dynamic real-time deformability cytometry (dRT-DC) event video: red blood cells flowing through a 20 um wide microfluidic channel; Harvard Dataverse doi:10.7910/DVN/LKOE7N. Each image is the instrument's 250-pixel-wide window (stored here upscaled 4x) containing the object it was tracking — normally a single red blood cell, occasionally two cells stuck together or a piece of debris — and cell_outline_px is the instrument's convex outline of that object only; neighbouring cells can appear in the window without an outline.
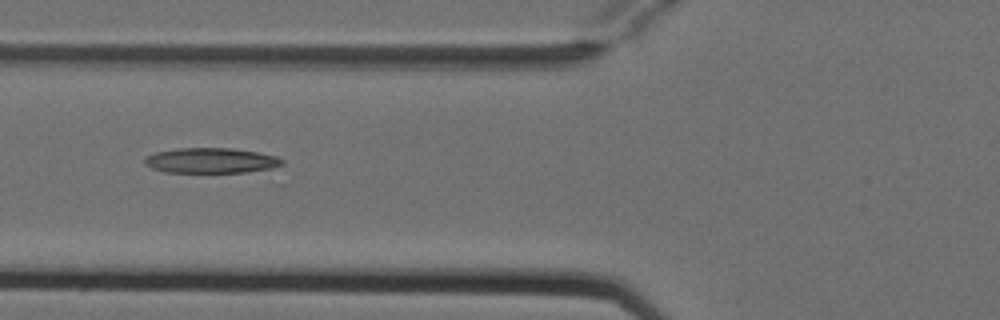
{"species": "Egyptian fruit bat (a non-hibernating species)", "species_latin": "Rousettus aegyptiacus", "temperature_condition": "cold", "stored_images_in_passage": 5, "camera_frame_rate_fps": 3000, "um_per_image_px": 0.085, "animal": {"sex": "female"}, "frame": {"image": 1, "passage_image": 5, "time_ms": 1.333, "image_size_px": [1000, 320], "cell_outline_px": [[284, 164], [272, 168], [244, 172], [164, 172], [152, 168], [144, 164], [144, 156], [156, 152], [176, 148], [232, 148], [256, 152], [276, 156], [284, 160]], "centroid_in_image_um": [17.9, 13.64], "position_along_channel_um": 107.9, "area_um2": 20.23}}